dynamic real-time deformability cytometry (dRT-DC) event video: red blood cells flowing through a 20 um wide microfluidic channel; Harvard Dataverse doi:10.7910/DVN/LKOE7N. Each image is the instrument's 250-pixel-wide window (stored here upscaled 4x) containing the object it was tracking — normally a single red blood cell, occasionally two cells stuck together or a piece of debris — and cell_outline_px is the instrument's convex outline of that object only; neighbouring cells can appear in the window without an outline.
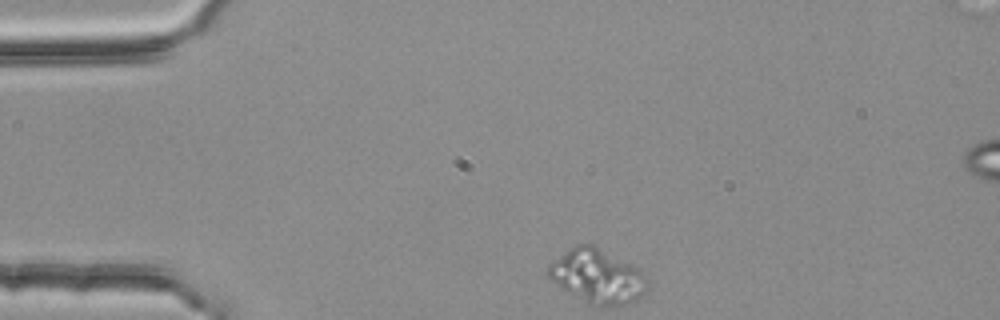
{"species": "common noctule bat (a hibernating species)", "species_latin": "Nyctalus noctula", "temperature_condition": "room temperature", "stored_images_in_passage": 38, "camera_frame_rate_fps": 3000, "um_per_image_px": 0.085, "animal": {"sex": "female", "body_mass_g": 25.1}, "frame": {"image": 1, "passage_image": 1, "time_ms": 0.0, "image_size_px": [1000, 320], "cell_outline_px": [[648, 284], [644, 292], [636, 300], [628, 304], [588, 304], [560, 288], [548, 276], [548, 264], [552, 260], [568, 248], [576, 244], [592, 244], [640, 268], [644, 272], [648, 280]], "centroid_in_image_um": [50.76, 23.45], "position_along_channel_um": 34.2, "area_um2": 31.15}}
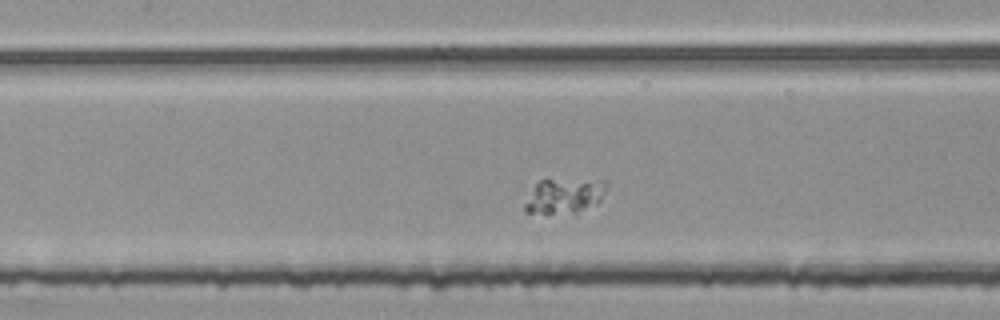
{"frame": {"image": 2, "passage_image": 15, "time_ms": 4.667, "image_size_px": [1000, 320], "cell_outline_px": [[608, 184], [600, 200], [576, 216], [524, 212], [524, 204], [536, 184], [540, 180], [604, 180]], "centroid_in_image_um": [47.98, 16.71], "position_along_channel_um": 159.4, "area_um2": 16.99}}
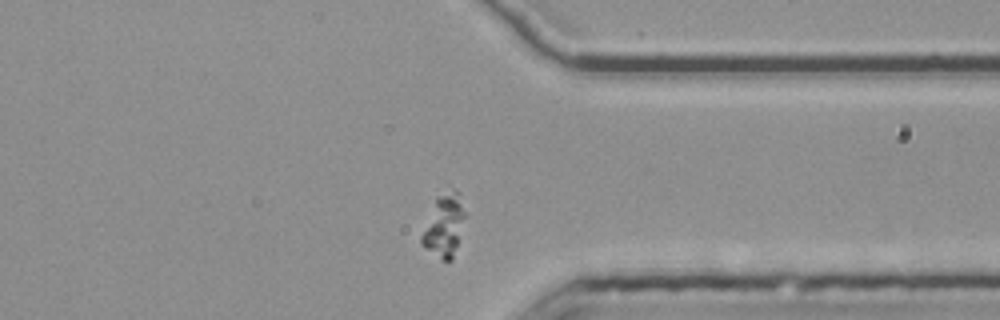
{"frame": {"image": 3, "passage_image": 33, "time_ms": 10.667, "image_size_px": [1000, 320], "cell_outline_px": [[464, 216], [452, 260], [444, 260], [424, 248], [420, 244], [420, 236], [436, 196], [456, 188], [460, 192], [464, 212]], "centroid_in_image_um": [37.71, 19.13], "position_along_channel_um": 373.7, "area_um2": 15.43}}